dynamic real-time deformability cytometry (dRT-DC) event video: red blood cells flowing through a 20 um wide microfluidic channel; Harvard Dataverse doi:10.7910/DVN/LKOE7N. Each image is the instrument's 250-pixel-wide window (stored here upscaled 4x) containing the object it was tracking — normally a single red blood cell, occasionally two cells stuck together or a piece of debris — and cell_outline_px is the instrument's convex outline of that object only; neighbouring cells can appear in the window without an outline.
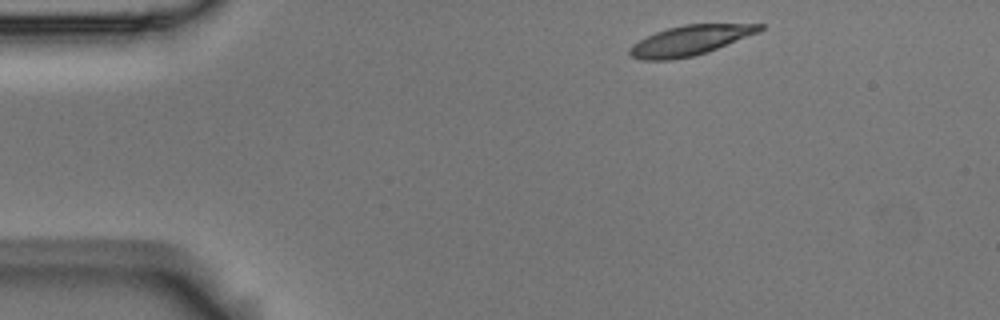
{"species": "Egyptian fruit bat (a non-hibernating species)", "species_latin": "Rousettus aegyptiacus", "temperature_condition": "room temperature", "stored_images_in_passage": 3, "camera_frame_rate_fps": 3000, "um_per_image_px": 0.085, "animal": {"sex": "male"}, "frame": {"image": 1, "passage_image": 1, "time_ms": 0.0, "image_size_px": [1000, 320], "cell_outline_px": [[764, 28], [760, 32], [708, 52], [692, 56], [672, 60], [640, 60], [628, 56], [628, 48], [632, 44], [656, 32], [668, 28], [684, 24], [764, 24]], "centroid_in_image_um": [58.64, 3.44], "position_along_channel_um": 26.4, "area_um2": 22.77}}